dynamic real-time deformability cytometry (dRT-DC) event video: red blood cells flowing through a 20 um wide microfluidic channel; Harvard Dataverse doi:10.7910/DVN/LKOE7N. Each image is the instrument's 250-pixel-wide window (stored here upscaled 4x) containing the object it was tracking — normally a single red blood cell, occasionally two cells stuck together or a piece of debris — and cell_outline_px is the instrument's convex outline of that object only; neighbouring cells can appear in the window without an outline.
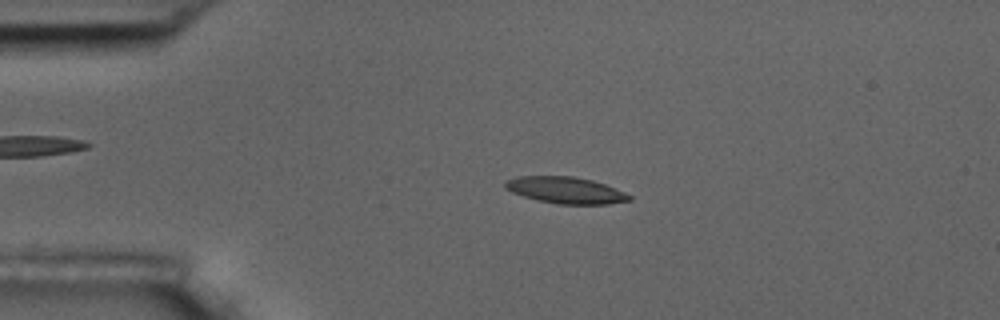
{"species": "common noctule bat (a hibernating species)", "species_latin": "Nyctalus noctula", "temperature_condition": "room temperature", "stored_images_in_passage": 55, "camera_frame_rate_fps": 3000, "um_per_image_px": 0.085, "animal": {"sex": "male", "body_mass_g": 17.5, "forearm_length_mm": 52.3}, "frame": {"image": 1, "passage_image": 12, "time_ms": 3.667, "image_size_px": [1000, 320], "cell_outline_px": [[632, 200], [608, 204], [560, 204], [536, 200], [512, 192], [504, 188], [504, 180], [520, 176], [572, 176], [592, 180], [616, 188], [632, 196]], "centroid_in_image_um": [48.07, 16.16], "position_along_channel_um": 36.9, "area_um2": 19.25}}
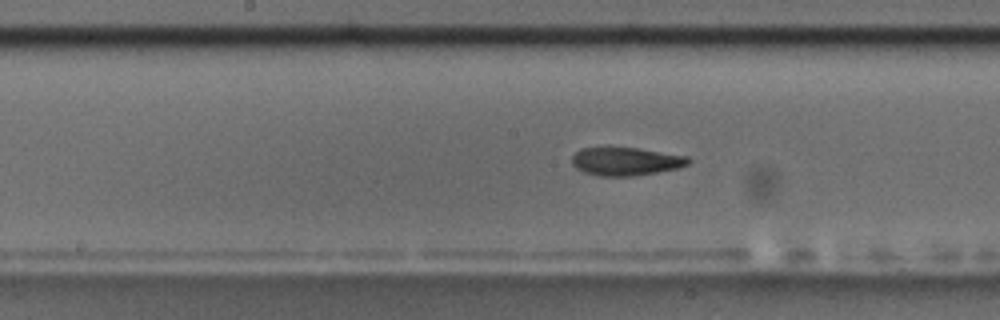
{"frame": {"image": 2, "passage_image": 28, "time_ms": 9.0, "image_size_px": [1000, 320], "cell_outline_px": [[692, 160], [688, 164], [680, 168], [636, 176], [600, 176], [584, 172], [576, 168], [572, 164], [572, 156], [580, 148], [636, 148], [688, 156]], "centroid_in_image_um": [53.22, 13.73], "position_along_channel_um": 195.0, "area_um2": 19.13}}
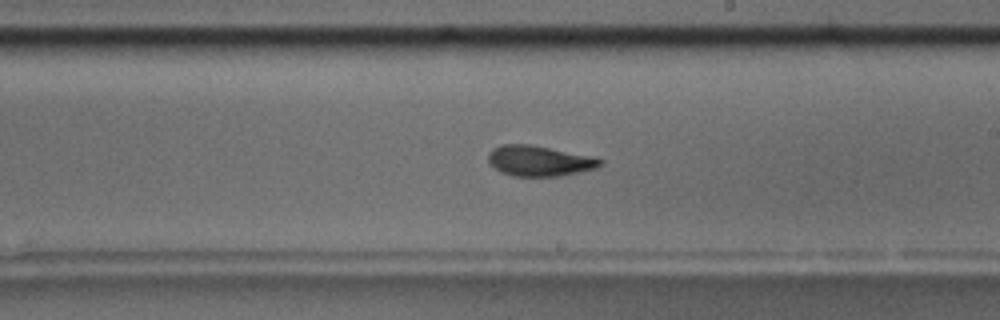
{"frame": {"image": 3, "passage_image": 32, "time_ms": 10.333, "image_size_px": [1000, 320], "cell_outline_px": [[604, 164], [596, 168], [556, 176], [512, 176], [500, 172], [488, 160], [488, 152], [492, 148], [500, 144], [532, 144], [588, 156], [604, 160]], "centroid_in_image_um": [45.79, 13.66], "position_along_channel_um": 243.2, "area_um2": 19.71}, "authors_computed_cell_mechanics": {"area_um2": 19.4208, "velocity_mm_per_s": 3.6241, "shape_relaxation_time_tau1_ms": 5.891, "shape_relaxation_time_tau2_ms": 1.7097, "deformation_change_tau1": 0.1986, "deformation_change_tau2": 0.0714}}